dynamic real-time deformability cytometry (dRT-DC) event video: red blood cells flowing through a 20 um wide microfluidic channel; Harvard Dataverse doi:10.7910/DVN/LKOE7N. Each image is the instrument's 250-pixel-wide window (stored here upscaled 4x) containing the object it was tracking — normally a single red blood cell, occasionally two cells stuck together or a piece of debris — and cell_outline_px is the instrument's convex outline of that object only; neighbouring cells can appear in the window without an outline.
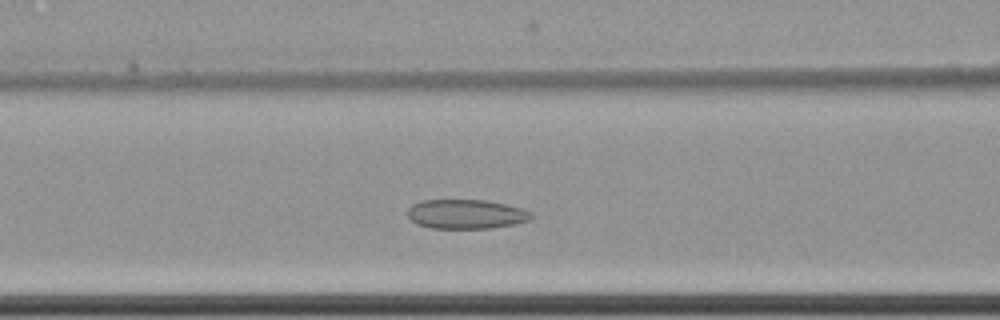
{"species": "common noctule bat (a hibernating species)", "species_latin": "Nyctalus noctula", "temperature_condition": "cold", "stored_images_in_passage": 51, "camera_frame_rate_fps": 3000, "um_per_image_px": 0.085, "animal": {"sex": "female", "body_mass_g": 22.7, "forearm_length_mm": 54.2}, "frame": {"image": 1, "passage_image": 17, "time_ms": 5.333, "image_size_px": [1000, 320], "cell_outline_px": [[532, 216], [528, 220], [512, 224], [488, 228], [432, 228], [416, 224], [408, 216], [408, 208], [412, 204], [420, 200], [488, 200], [520, 208], [532, 212]], "centroid_in_image_um": [39.57, 18.19], "position_along_channel_um": 127.0, "area_um2": 20.98}}
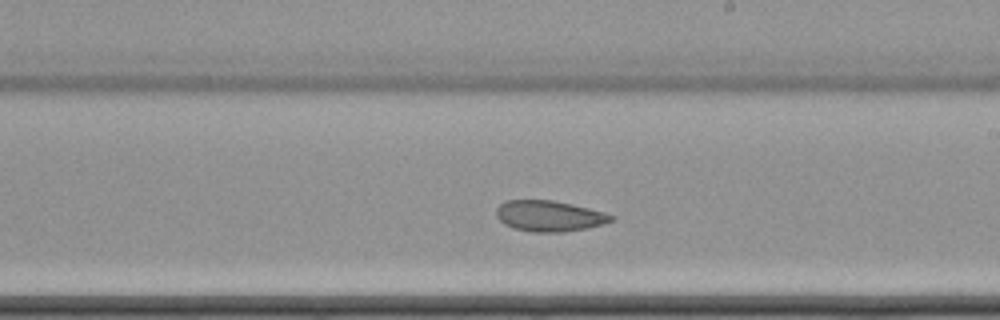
{"frame": {"image": 2, "passage_image": 27, "time_ms": 8.667, "image_size_px": [1000, 320], "cell_outline_px": [[616, 220], [588, 228], [564, 232], [532, 232], [512, 228], [504, 224], [496, 216], [496, 208], [504, 200], [552, 200], [572, 204], [604, 212], [616, 216]], "centroid_in_image_um": [46.69, 18.36], "position_along_channel_um": 242.3, "area_um2": 20.87}}
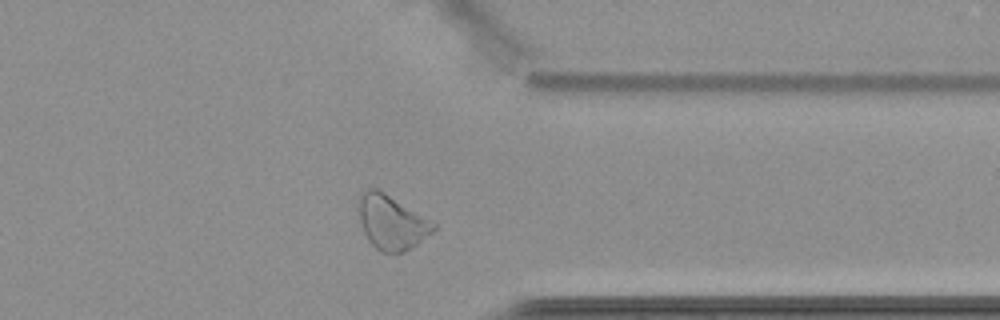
{"frame": {"image": 3, "passage_image": 39, "time_ms": 12.667, "image_size_px": [1000, 320], "cell_outline_px": [[436, 228], [432, 232], [416, 244], [404, 252], [380, 252], [368, 240], [364, 232], [360, 220], [360, 196], [368, 188], [376, 188], [384, 192], [436, 224]], "centroid_in_image_um": [33.28, 18.91], "position_along_channel_um": 378.1, "area_um2": 22.95}, "authors_computed_cell_mechanics": {"area_um2": 22.9466, "velocity_mm_per_s": 3.466, "shape_relaxation_time_tau1_ms": null, "shape_relaxation_time_tau2_ms": 5.6741, "deformation_change_tau1": null, "deformation_change_tau2": 0.1035}}